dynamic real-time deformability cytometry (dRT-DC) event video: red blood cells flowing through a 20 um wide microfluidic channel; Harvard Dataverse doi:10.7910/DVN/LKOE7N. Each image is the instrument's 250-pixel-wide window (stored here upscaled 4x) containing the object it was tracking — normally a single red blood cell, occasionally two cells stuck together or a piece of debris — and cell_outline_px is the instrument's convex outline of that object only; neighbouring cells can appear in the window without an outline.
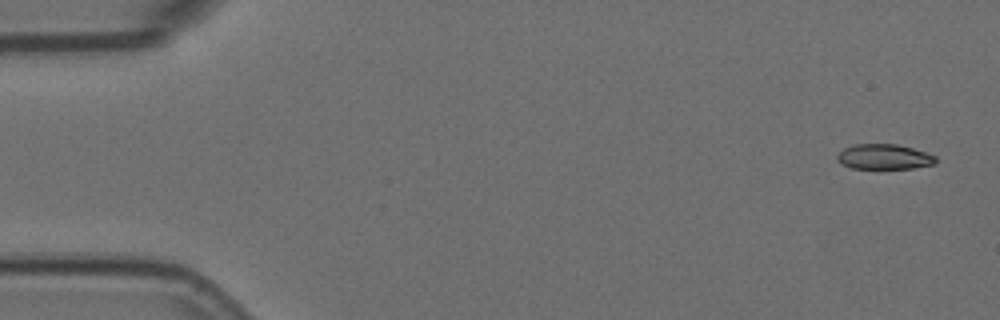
{"species": "Egyptian fruit bat (a non-hibernating species)", "species_latin": "Rousettus aegyptiacus", "temperature_condition": "room temperature", "stored_images_in_passage": 4, "camera_frame_rate_fps": 3000, "um_per_image_px": 0.085, "animal": {"sex": "female"}, "frame": {"image": 1, "passage_image": 1, "time_ms": 0.0, "image_size_px": [1000, 320], "cell_outline_px": [[936, 164], [912, 168], [852, 168], [840, 164], [836, 160], [836, 156], [844, 148], [856, 144], [896, 144], [912, 148], [936, 156]], "centroid_in_image_um": [75.13, 13.33], "position_along_channel_um": 9.9, "area_um2": 14.39}}
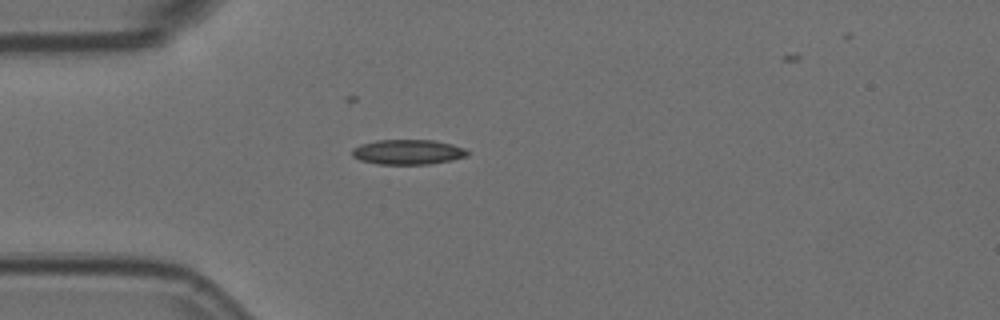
{"frame": {"image": 2, "passage_image": 4, "time_ms": 1.0, "image_size_px": [1000, 320], "cell_outline_px": [[468, 156], [452, 160], [428, 164], [376, 164], [360, 160], [352, 156], [352, 148], [360, 144], [376, 140], [432, 140], [452, 144], [464, 148], [468, 152]], "centroid_in_image_um": [34.65, 12.92], "position_along_channel_um": 50.4, "area_um2": 16.82}}